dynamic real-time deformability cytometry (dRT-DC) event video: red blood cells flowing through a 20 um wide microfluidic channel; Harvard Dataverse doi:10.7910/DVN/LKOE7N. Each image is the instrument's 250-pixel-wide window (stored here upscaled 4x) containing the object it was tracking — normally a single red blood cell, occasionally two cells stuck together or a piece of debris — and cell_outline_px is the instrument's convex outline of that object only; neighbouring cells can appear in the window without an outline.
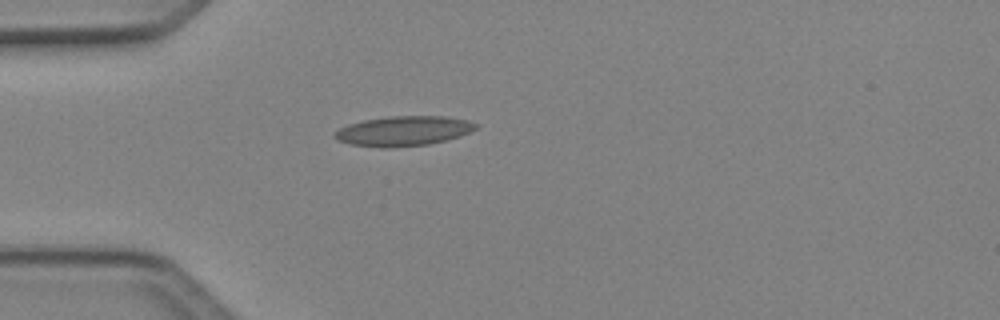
{"species": "Egyptian fruit bat (a non-hibernating species)", "species_latin": "Rousettus aegyptiacus", "temperature_condition": "cold", "stored_images_in_passage": 1, "camera_frame_rate_fps": 3000, "um_per_image_px": 0.085, "animal": {"sex": "female"}, "frame": {"image": 1, "passage_image": 1, "time_ms": 0.0, "image_size_px": [1000, 320], "cell_outline_px": [[480, 124], [476, 128], [460, 136], [428, 144], [388, 148], [380, 148], [352, 144], [340, 140], [332, 136], [340, 128], [348, 124], [364, 120], [392, 116], [444, 116], [468, 120]], "centroid_in_image_um": [34.31, 11.13], "position_along_channel_um": 50.7, "area_um2": 24.33}}